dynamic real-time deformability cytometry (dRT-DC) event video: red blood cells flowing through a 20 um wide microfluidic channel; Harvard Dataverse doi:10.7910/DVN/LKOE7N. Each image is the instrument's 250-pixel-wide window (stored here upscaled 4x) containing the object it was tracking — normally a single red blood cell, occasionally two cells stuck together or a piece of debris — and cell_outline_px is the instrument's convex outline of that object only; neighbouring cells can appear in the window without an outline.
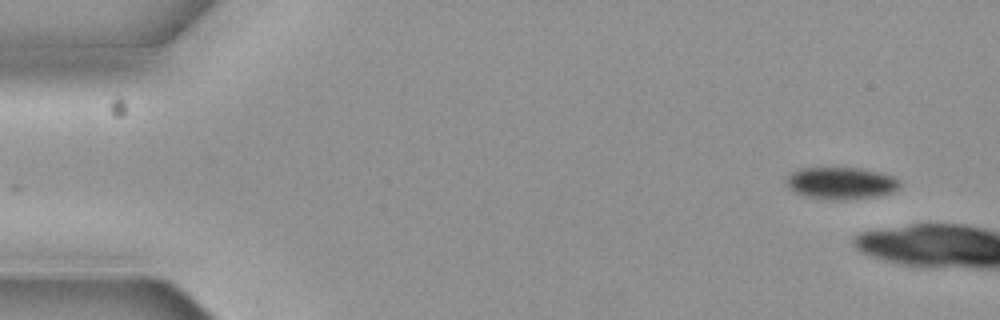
{"species": "common noctule bat (a hibernating species)", "species_latin": "Nyctalus noctula", "temperature_condition": "cold", "stored_images_in_passage": 5, "segment_of_instrument_passage": [2, 2], "camera_frame_rate_fps": 3000, "um_per_image_px": 0.085, "animal": {"sex": "female", "body_mass_g": 19.3, "forearm_length_mm": 54.1}, "frame": {"image": 1, "passage_image": 5, "time_ms": 1.333, "image_size_px": [1000, 320], "cell_outline_px": [[900, 184], [892, 192], [876, 196], [836, 200], [804, 196], [788, 188], [788, 176], [792, 172], [800, 168], [860, 168], [880, 172], [892, 176], [900, 180]], "centroid_in_image_um": [71.49, 15.56], "position_along_channel_um": 13.5, "area_um2": 20.87}}